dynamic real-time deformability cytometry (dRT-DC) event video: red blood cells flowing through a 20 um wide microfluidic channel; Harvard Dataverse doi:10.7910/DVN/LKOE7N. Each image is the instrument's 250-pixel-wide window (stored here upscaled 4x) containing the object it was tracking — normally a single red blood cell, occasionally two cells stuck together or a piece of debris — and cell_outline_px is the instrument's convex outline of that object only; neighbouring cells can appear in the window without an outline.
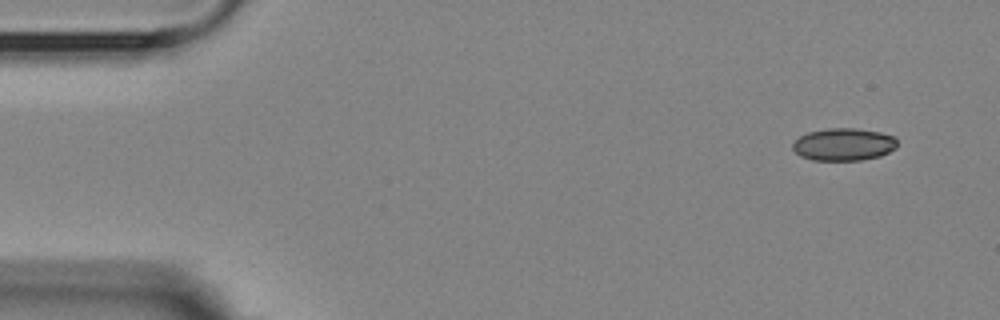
{"species": "Egyptian fruit bat (a non-hibernating species)", "species_latin": "Rousettus aegyptiacus", "temperature_condition": "room temperature", "stored_images_in_passage": 12, "camera_frame_rate_fps": 3000, "um_per_image_px": 0.085, "animal": {"sex": "female"}, "frame": {"image": 1, "passage_image": 1, "time_ms": 0.0, "image_size_px": [1000, 320], "cell_outline_px": [[896, 148], [880, 156], [860, 160], [812, 160], [800, 156], [792, 148], [792, 144], [800, 136], [808, 132], [828, 128], [856, 128], [880, 132], [896, 136]], "centroid_in_image_um": [71.72, 12.27], "position_along_channel_um": 13.3, "area_um2": 19.83}}
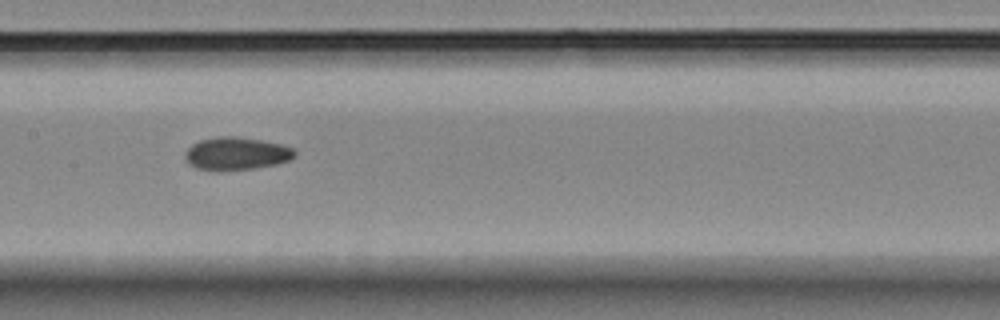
{"frame": {"image": 2, "passage_image": 7, "time_ms": 7.667, "image_size_px": [1000, 320], "cell_outline_px": [[296, 156], [288, 160], [276, 164], [256, 168], [220, 172], [216, 172], [196, 168], [188, 164], [184, 160], [184, 152], [192, 144], [200, 140], [220, 136], [236, 136], [260, 140], [280, 144], [292, 148], [296, 152]], "centroid_in_image_um": [20.03, 13.08], "position_along_channel_um": 187.4, "area_um2": 21.33}}
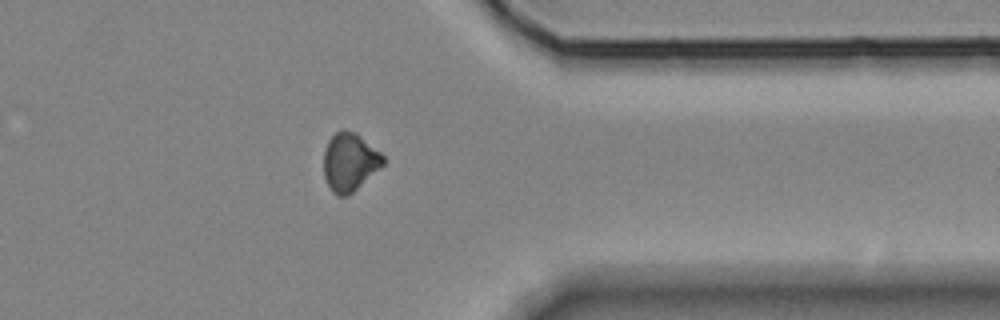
{"frame": {"image": 3, "passage_image": 12, "time_ms": 13.333, "image_size_px": [1000, 320], "cell_outline_px": [[384, 164], [348, 196], [336, 196], [332, 192], [324, 176], [324, 148], [328, 140], [340, 128], [344, 128], [356, 132], [380, 152], [384, 156]], "centroid_in_image_um": [29.7, 13.74], "position_along_channel_um": 381.7, "area_um2": 20.23}, "authors_computed_cell_mechanics": {"area_um2": 20.5768, "velocity_mm_per_s": 3.6055, "shape_relaxation_time_tau1_ms": 4.8608, "shape_relaxation_time_tau2_ms": 1.9892, "deformation_change_tau1": 0.0922, "deformation_change_tau2": 0.048}}